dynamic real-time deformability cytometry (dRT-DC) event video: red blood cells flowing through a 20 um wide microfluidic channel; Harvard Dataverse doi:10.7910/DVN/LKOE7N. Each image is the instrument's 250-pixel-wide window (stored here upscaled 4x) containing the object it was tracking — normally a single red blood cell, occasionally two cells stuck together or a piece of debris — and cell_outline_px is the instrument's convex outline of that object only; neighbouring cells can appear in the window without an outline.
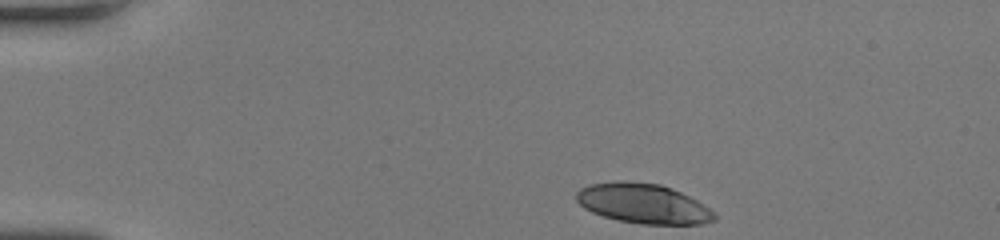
{"species": "human", "species_latin": "Homo sapiens", "temperature_condition": "room temperature", "stored_images_in_passage": 41, "camera_frame_rate_fps": 3000, "um_per_image_px": 0.085, "donor": {"sex": "female"}, "frame": {"image": 1, "passage_image": 1, "time_ms": 0.0, "image_size_px": [1000, 240], "cell_outline_px": [[716, 220], [704, 224], [640, 224], [620, 220], [604, 216], [592, 212], [584, 208], [576, 200], [576, 192], [580, 188], [588, 184], [620, 180], [624, 180], [660, 184], [672, 188], [696, 200], [708, 208], [716, 216]], "centroid_in_image_um": [54.64, 17.29], "position_along_channel_um": 30.4, "area_um2": 32.02}}
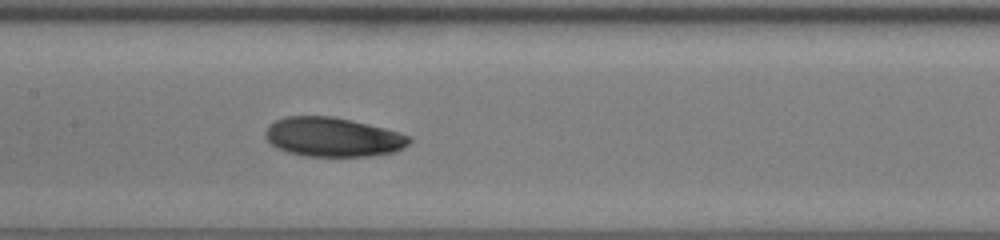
{"frame": {"image": 2, "passage_image": 17, "time_ms": 5.333, "image_size_px": [1000, 240], "cell_outline_px": [[412, 140], [408, 144], [392, 152], [368, 156], [304, 156], [288, 152], [276, 148], [264, 136], [264, 132], [268, 124], [284, 116], [332, 116], [384, 128], [400, 132], [412, 136]], "centroid_in_image_um": [28.25, 11.64], "position_along_channel_um": 179.1, "area_um2": 32.89}}
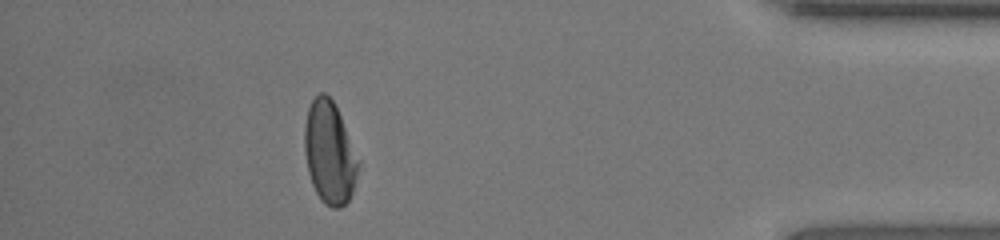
{"frame": {"image": 3, "passage_image": 36, "time_ms": 11.667, "image_size_px": [1000, 240], "cell_outline_px": [[360, 164], [352, 192], [348, 200], [340, 208], [332, 208], [324, 204], [320, 200], [312, 184], [308, 172], [304, 152], [304, 124], [308, 108], [312, 100], [320, 92], [324, 92], [332, 100], [340, 116], [360, 160]], "centroid_in_image_um": [28.0, 13.0], "position_along_channel_um": 407.2, "area_um2": 32.14}, "authors_computed_cell_mechanics": {"area_um2": 32.8304, "velocity_mm_per_s": 4.286, "shape_relaxation_time_tau1_ms": 4.7965, "shape_relaxation_time_tau2_ms": 3.5149, "deformation_change_tau1": 0.1999, "deformation_change_tau2": 0.0851}}